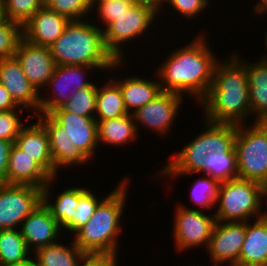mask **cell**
<instances>
[{
  "label": "cell",
  "mask_w": 267,
  "mask_h": 266,
  "mask_svg": "<svg viewBox=\"0 0 267 266\" xmlns=\"http://www.w3.org/2000/svg\"><path fill=\"white\" fill-rule=\"evenodd\" d=\"M207 41L205 34H199L159 65L155 77L159 78L162 91L193 96L198 103L206 96L219 60Z\"/></svg>",
  "instance_id": "obj_1"
},
{
  "label": "cell",
  "mask_w": 267,
  "mask_h": 266,
  "mask_svg": "<svg viewBox=\"0 0 267 266\" xmlns=\"http://www.w3.org/2000/svg\"><path fill=\"white\" fill-rule=\"evenodd\" d=\"M36 117L48 134L56 179L61 167L83 166L92 160L99 146L95 117H83L62 107L31 118Z\"/></svg>",
  "instance_id": "obj_2"
},
{
  "label": "cell",
  "mask_w": 267,
  "mask_h": 266,
  "mask_svg": "<svg viewBox=\"0 0 267 266\" xmlns=\"http://www.w3.org/2000/svg\"><path fill=\"white\" fill-rule=\"evenodd\" d=\"M227 58L218 60L208 93L198 104L209 122L247 124L251 111L246 65L236 50Z\"/></svg>",
  "instance_id": "obj_3"
},
{
  "label": "cell",
  "mask_w": 267,
  "mask_h": 266,
  "mask_svg": "<svg viewBox=\"0 0 267 266\" xmlns=\"http://www.w3.org/2000/svg\"><path fill=\"white\" fill-rule=\"evenodd\" d=\"M49 47L56 65L94 66L105 73L114 70L116 74L125 62L116 61L107 51L103 30L98 24L88 22V19L70 21L61 36Z\"/></svg>",
  "instance_id": "obj_4"
},
{
  "label": "cell",
  "mask_w": 267,
  "mask_h": 266,
  "mask_svg": "<svg viewBox=\"0 0 267 266\" xmlns=\"http://www.w3.org/2000/svg\"><path fill=\"white\" fill-rule=\"evenodd\" d=\"M129 183L128 177L119 182V185L111 193L106 194L107 196L98 204L88 222L74 233L72 240L79 249L85 253L117 256V241L123 232L120 220L127 203Z\"/></svg>",
  "instance_id": "obj_5"
},
{
  "label": "cell",
  "mask_w": 267,
  "mask_h": 266,
  "mask_svg": "<svg viewBox=\"0 0 267 266\" xmlns=\"http://www.w3.org/2000/svg\"><path fill=\"white\" fill-rule=\"evenodd\" d=\"M160 13L148 0H137L126 12H123L104 30V44L116 61H125L123 49L145 32H149ZM127 42V44H125ZM125 44V45H124ZM124 45V46H123ZM124 48H122V47Z\"/></svg>",
  "instance_id": "obj_6"
},
{
  "label": "cell",
  "mask_w": 267,
  "mask_h": 266,
  "mask_svg": "<svg viewBox=\"0 0 267 266\" xmlns=\"http://www.w3.org/2000/svg\"><path fill=\"white\" fill-rule=\"evenodd\" d=\"M249 125H237L234 148L238 178L262 183L267 177V122Z\"/></svg>",
  "instance_id": "obj_7"
},
{
  "label": "cell",
  "mask_w": 267,
  "mask_h": 266,
  "mask_svg": "<svg viewBox=\"0 0 267 266\" xmlns=\"http://www.w3.org/2000/svg\"><path fill=\"white\" fill-rule=\"evenodd\" d=\"M261 189V183L241 178L220 183L215 203L216 221L247 222L256 218Z\"/></svg>",
  "instance_id": "obj_8"
},
{
  "label": "cell",
  "mask_w": 267,
  "mask_h": 266,
  "mask_svg": "<svg viewBox=\"0 0 267 266\" xmlns=\"http://www.w3.org/2000/svg\"><path fill=\"white\" fill-rule=\"evenodd\" d=\"M173 239L179 252H186L202 245L205 249L214 228L215 214L207 215L196 208H188L180 202L174 214Z\"/></svg>",
  "instance_id": "obj_9"
},
{
  "label": "cell",
  "mask_w": 267,
  "mask_h": 266,
  "mask_svg": "<svg viewBox=\"0 0 267 266\" xmlns=\"http://www.w3.org/2000/svg\"><path fill=\"white\" fill-rule=\"evenodd\" d=\"M95 69L97 70L96 67L87 65H56L52 77L46 84V87L49 86L46 89L52 88V96L47 95V98H44V95L40 94L39 114H49L54 109L62 107L70 100L72 94L81 88L91 86L94 80L89 82L86 77L89 76V71L92 74Z\"/></svg>",
  "instance_id": "obj_10"
},
{
  "label": "cell",
  "mask_w": 267,
  "mask_h": 266,
  "mask_svg": "<svg viewBox=\"0 0 267 266\" xmlns=\"http://www.w3.org/2000/svg\"><path fill=\"white\" fill-rule=\"evenodd\" d=\"M42 203V188L0 184V230L18 229L23 220Z\"/></svg>",
  "instance_id": "obj_11"
},
{
  "label": "cell",
  "mask_w": 267,
  "mask_h": 266,
  "mask_svg": "<svg viewBox=\"0 0 267 266\" xmlns=\"http://www.w3.org/2000/svg\"><path fill=\"white\" fill-rule=\"evenodd\" d=\"M183 98L177 93L161 91L152 101L132 113L137 132L141 124L156 132V135H167L175 118H178Z\"/></svg>",
  "instance_id": "obj_12"
},
{
  "label": "cell",
  "mask_w": 267,
  "mask_h": 266,
  "mask_svg": "<svg viewBox=\"0 0 267 266\" xmlns=\"http://www.w3.org/2000/svg\"><path fill=\"white\" fill-rule=\"evenodd\" d=\"M245 234L246 222L216 221L206 248L212 266H238Z\"/></svg>",
  "instance_id": "obj_13"
},
{
  "label": "cell",
  "mask_w": 267,
  "mask_h": 266,
  "mask_svg": "<svg viewBox=\"0 0 267 266\" xmlns=\"http://www.w3.org/2000/svg\"><path fill=\"white\" fill-rule=\"evenodd\" d=\"M0 83L19 107L34 112L28 113L25 120L29 121V117L39 114L40 93L28 81L15 56L0 59Z\"/></svg>",
  "instance_id": "obj_14"
},
{
  "label": "cell",
  "mask_w": 267,
  "mask_h": 266,
  "mask_svg": "<svg viewBox=\"0 0 267 266\" xmlns=\"http://www.w3.org/2000/svg\"><path fill=\"white\" fill-rule=\"evenodd\" d=\"M206 130L200 132L191 142L184 145L180 152L173 154L172 158L163 165L157 175L162 179L166 177H176L196 174H205V160H207L208 146H207V125L206 120H202Z\"/></svg>",
  "instance_id": "obj_15"
},
{
  "label": "cell",
  "mask_w": 267,
  "mask_h": 266,
  "mask_svg": "<svg viewBox=\"0 0 267 266\" xmlns=\"http://www.w3.org/2000/svg\"><path fill=\"white\" fill-rule=\"evenodd\" d=\"M28 81L40 93L49 82L56 67L50 47L36 45L22 38L14 54Z\"/></svg>",
  "instance_id": "obj_16"
},
{
  "label": "cell",
  "mask_w": 267,
  "mask_h": 266,
  "mask_svg": "<svg viewBox=\"0 0 267 266\" xmlns=\"http://www.w3.org/2000/svg\"><path fill=\"white\" fill-rule=\"evenodd\" d=\"M19 229L32 253L62 238L61 227L43 203L23 220Z\"/></svg>",
  "instance_id": "obj_17"
},
{
  "label": "cell",
  "mask_w": 267,
  "mask_h": 266,
  "mask_svg": "<svg viewBox=\"0 0 267 266\" xmlns=\"http://www.w3.org/2000/svg\"><path fill=\"white\" fill-rule=\"evenodd\" d=\"M13 144L31 157L50 177H55L48 134L38 120L31 125L25 124Z\"/></svg>",
  "instance_id": "obj_18"
},
{
  "label": "cell",
  "mask_w": 267,
  "mask_h": 266,
  "mask_svg": "<svg viewBox=\"0 0 267 266\" xmlns=\"http://www.w3.org/2000/svg\"><path fill=\"white\" fill-rule=\"evenodd\" d=\"M69 22L67 17L44 5L23 25V38L30 43L49 47L61 36Z\"/></svg>",
  "instance_id": "obj_19"
},
{
  "label": "cell",
  "mask_w": 267,
  "mask_h": 266,
  "mask_svg": "<svg viewBox=\"0 0 267 266\" xmlns=\"http://www.w3.org/2000/svg\"><path fill=\"white\" fill-rule=\"evenodd\" d=\"M51 177L31 157L14 144L9 152L7 184L31 185L44 188Z\"/></svg>",
  "instance_id": "obj_20"
},
{
  "label": "cell",
  "mask_w": 267,
  "mask_h": 266,
  "mask_svg": "<svg viewBox=\"0 0 267 266\" xmlns=\"http://www.w3.org/2000/svg\"><path fill=\"white\" fill-rule=\"evenodd\" d=\"M246 65L251 116L254 122H267V60L262 56L256 62L242 61Z\"/></svg>",
  "instance_id": "obj_21"
},
{
  "label": "cell",
  "mask_w": 267,
  "mask_h": 266,
  "mask_svg": "<svg viewBox=\"0 0 267 266\" xmlns=\"http://www.w3.org/2000/svg\"><path fill=\"white\" fill-rule=\"evenodd\" d=\"M112 79L120 86L125 108L130 114L152 101L162 91L159 78L153 81L132 75L121 80L115 79V76Z\"/></svg>",
  "instance_id": "obj_22"
},
{
  "label": "cell",
  "mask_w": 267,
  "mask_h": 266,
  "mask_svg": "<svg viewBox=\"0 0 267 266\" xmlns=\"http://www.w3.org/2000/svg\"><path fill=\"white\" fill-rule=\"evenodd\" d=\"M246 222V234L240 250L238 266H267V224Z\"/></svg>",
  "instance_id": "obj_23"
},
{
  "label": "cell",
  "mask_w": 267,
  "mask_h": 266,
  "mask_svg": "<svg viewBox=\"0 0 267 266\" xmlns=\"http://www.w3.org/2000/svg\"><path fill=\"white\" fill-rule=\"evenodd\" d=\"M98 143L110 144L116 147L136 142L138 132L132 114H126L114 119L96 120Z\"/></svg>",
  "instance_id": "obj_24"
},
{
  "label": "cell",
  "mask_w": 267,
  "mask_h": 266,
  "mask_svg": "<svg viewBox=\"0 0 267 266\" xmlns=\"http://www.w3.org/2000/svg\"><path fill=\"white\" fill-rule=\"evenodd\" d=\"M56 177H51L45 187L42 189V203L50 211L53 218L58 222L62 228L76 213L78 205V186L66 188L64 191L58 193V196L52 200L51 191L53 181Z\"/></svg>",
  "instance_id": "obj_25"
},
{
  "label": "cell",
  "mask_w": 267,
  "mask_h": 266,
  "mask_svg": "<svg viewBox=\"0 0 267 266\" xmlns=\"http://www.w3.org/2000/svg\"><path fill=\"white\" fill-rule=\"evenodd\" d=\"M103 83L97 86L95 120L114 119L129 114L120 86L110 77Z\"/></svg>",
  "instance_id": "obj_26"
},
{
  "label": "cell",
  "mask_w": 267,
  "mask_h": 266,
  "mask_svg": "<svg viewBox=\"0 0 267 266\" xmlns=\"http://www.w3.org/2000/svg\"><path fill=\"white\" fill-rule=\"evenodd\" d=\"M71 245V246H70ZM52 243L39 248L32 256L36 266H78L81 258L86 254L73 241L71 244Z\"/></svg>",
  "instance_id": "obj_27"
},
{
  "label": "cell",
  "mask_w": 267,
  "mask_h": 266,
  "mask_svg": "<svg viewBox=\"0 0 267 266\" xmlns=\"http://www.w3.org/2000/svg\"><path fill=\"white\" fill-rule=\"evenodd\" d=\"M31 254L19 228L0 230V266L24 264Z\"/></svg>",
  "instance_id": "obj_28"
},
{
  "label": "cell",
  "mask_w": 267,
  "mask_h": 266,
  "mask_svg": "<svg viewBox=\"0 0 267 266\" xmlns=\"http://www.w3.org/2000/svg\"><path fill=\"white\" fill-rule=\"evenodd\" d=\"M205 174L218 180L220 183L238 178L235 148L229 153L212 152L207 155Z\"/></svg>",
  "instance_id": "obj_29"
},
{
  "label": "cell",
  "mask_w": 267,
  "mask_h": 266,
  "mask_svg": "<svg viewBox=\"0 0 267 266\" xmlns=\"http://www.w3.org/2000/svg\"><path fill=\"white\" fill-rule=\"evenodd\" d=\"M95 192L91 188H84L80 185L78 187V205L76 207V213L72 215V218L61 228L62 231L66 229L68 233L74 234L79 228L84 226L88 220L92 217L98 204L104 199L95 196ZM64 228V229H63Z\"/></svg>",
  "instance_id": "obj_30"
},
{
  "label": "cell",
  "mask_w": 267,
  "mask_h": 266,
  "mask_svg": "<svg viewBox=\"0 0 267 266\" xmlns=\"http://www.w3.org/2000/svg\"><path fill=\"white\" fill-rule=\"evenodd\" d=\"M208 155L212 152L229 153L235 144L237 125L213 123L206 120Z\"/></svg>",
  "instance_id": "obj_31"
},
{
  "label": "cell",
  "mask_w": 267,
  "mask_h": 266,
  "mask_svg": "<svg viewBox=\"0 0 267 266\" xmlns=\"http://www.w3.org/2000/svg\"><path fill=\"white\" fill-rule=\"evenodd\" d=\"M43 6L44 0H1V15L23 26Z\"/></svg>",
  "instance_id": "obj_32"
},
{
  "label": "cell",
  "mask_w": 267,
  "mask_h": 266,
  "mask_svg": "<svg viewBox=\"0 0 267 266\" xmlns=\"http://www.w3.org/2000/svg\"><path fill=\"white\" fill-rule=\"evenodd\" d=\"M194 184V185H193ZM220 182L213 179L210 176H205L203 178H198L190 190L191 201L198 205L197 210L208 209L211 211L215 207L216 199L218 196Z\"/></svg>",
  "instance_id": "obj_33"
},
{
  "label": "cell",
  "mask_w": 267,
  "mask_h": 266,
  "mask_svg": "<svg viewBox=\"0 0 267 266\" xmlns=\"http://www.w3.org/2000/svg\"><path fill=\"white\" fill-rule=\"evenodd\" d=\"M97 83L79 89L69 101L64 103L63 109L83 117H94L96 110Z\"/></svg>",
  "instance_id": "obj_34"
},
{
  "label": "cell",
  "mask_w": 267,
  "mask_h": 266,
  "mask_svg": "<svg viewBox=\"0 0 267 266\" xmlns=\"http://www.w3.org/2000/svg\"><path fill=\"white\" fill-rule=\"evenodd\" d=\"M44 5L70 21L88 19V14L92 15L93 10L91 0H44Z\"/></svg>",
  "instance_id": "obj_35"
},
{
  "label": "cell",
  "mask_w": 267,
  "mask_h": 266,
  "mask_svg": "<svg viewBox=\"0 0 267 266\" xmlns=\"http://www.w3.org/2000/svg\"><path fill=\"white\" fill-rule=\"evenodd\" d=\"M23 38V26L4 17L0 18V59L14 56Z\"/></svg>",
  "instance_id": "obj_36"
},
{
  "label": "cell",
  "mask_w": 267,
  "mask_h": 266,
  "mask_svg": "<svg viewBox=\"0 0 267 266\" xmlns=\"http://www.w3.org/2000/svg\"><path fill=\"white\" fill-rule=\"evenodd\" d=\"M137 0H111V1H102L100 3H91L92 11L95 13L98 22L103 26L99 25L98 27L104 30L111 22L115 21L118 16L123 12H126ZM95 9V10H94Z\"/></svg>",
  "instance_id": "obj_37"
},
{
  "label": "cell",
  "mask_w": 267,
  "mask_h": 266,
  "mask_svg": "<svg viewBox=\"0 0 267 266\" xmlns=\"http://www.w3.org/2000/svg\"><path fill=\"white\" fill-rule=\"evenodd\" d=\"M25 111V108L0 111V139H4L14 143L16 137L19 135L21 128L30 122L22 121L20 117Z\"/></svg>",
  "instance_id": "obj_38"
},
{
  "label": "cell",
  "mask_w": 267,
  "mask_h": 266,
  "mask_svg": "<svg viewBox=\"0 0 267 266\" xmlns=\"http://www.w3.org/2000/svg\"><path fill=\"white\" fill-rule=\"evenodd\" d=\"M210 4V0H171L168 6L180 14L181 18L196 20L195 18L200 16L201 12L204 13Z\"/></svg>",
  "instance_id": "obj_39"
},
{
  "label": "cell",
  "mask_w": 267,
  "mask_h": 266,
  "mask_svg": "<svg viewBox=\"0 0 267 266\" xmlns=\"http://www.w3.org/2000/svg\"><path fill=\"white\" fill-rule=\"evenodd\" d=\"M118 256L111 254L86 253L78 263V266H118Z\"/></svg>",
  "instance_id": "obj_40"
},
{
  "label": "cell",
  "mask_w": 267,
  "mask_h": 266,
  "mask_svg": "<svg viewBox=\"0 0 267 266\" xmlns=\"http://www.w3.org/2000/svg\"><path fill=\"white\" fill-rule=\"evenodd\" d=\"M12 145V142L0 139V184L6 183L9 152Z\"/></svg>",
  "instance_id": "obj_41"
},
{
  "label": "cell",
  "mask_w": 267,
  "mask_h": 266,
  "mask_svg": "<svg viewBox=\"0 0 267 266\" xmlns=\"http://www.w3.org/2000/svg\"><path fill=\"white\" fill-rule=\"evenodd\" d=\"M20 107L11 98L10 93L0 83V111L19 109Z\"/></svg>",
  "instance_id": "obj_42"
},
{
  "label": "cell",
  "mask_w": 267,
  "mask_h": 266,
  "mask_svg": "<svg viewBox=\"0 0 267 266\" xmlns=\"http://www.w3.org/2000/svg\"><path fill=\"white\" fill-rule=\"evenodd\" d=\"M266 201H267V188L262 187L261 192L259 194V210L256 216L257 217L256 220L267 224V210L262 208L263 205L266 203Z\"/></svg>",
  "instance_id": "obj_43"
},
{
  "label": "cell",
  "mask_w": 267,
  "mask_h": 266,
  "mask_svg": "<svg viewBox=\"0 0 267 266\" xmlns=\"http://www.w3.org/2000/svg\"><path fill=\"white\" fill-rule=\"evenodd\" d=\"M253 13L258 15H264L267 14V0H259L253 8Z\"/></svg>",
  "instance_id": "obj_44"
},
{
  "label": "cell",
  "mask_w": 267,
  "mask_h": 266,
  "mask_svg": "<svg viewBox=\"0 0 267 266\" xmlns=\"http://www.w3.org/2000/svg\"><path fill=\"white\" fill-rule=\"evenodd\" d=\"M150 3H151V5L160 13V10L161 9H163L164 10V8H162V7H164V6H167L170 2H171V0H148ZM167 4V5H166Z\"/></svg>",
  "instance_id": "obj_45"
},
{
  "label": "cell",
  "mask_w": 267,
  "mask_h": 266,
  "mask_svg": "<svg viewBox=\"0 0 267 266\" xmlns=\"http://www.w3.org/2000/svg\"><path fill=\"white\" fill-rule=\"evenodd\" d=\"M7 266H36L35 263L33 262V259L20 265H7Z\"/></svg>",
  "instance_id": "obj_46"
},
{
  "label": "cell",
  "mask_w": 267,
  "mask_h": 266,
  "mask_svg": "<svg viewBox=\"0 0 267 266\" xmlns=\"http://www.w3.org/2000/svg\"><path fill=\"white\" fill-rule=\"evenodd\" d=\"M267 31V30H266ZM264 45H265V48H266V50H267V32H266V35H265V39H264ZM266 60H267V54H265L264 56H263Z\"/></svg>",
  "instance_id": "obj_47"
},
{
  "label": "cell",
  "mask_w": 267,
  "mask_h": 266,
  "mask_svg": "<svg viewBox=\"0 0 267 266\" xmlns=\"http://www.w3.org/2000/svg\"><path fill=\"white\" fill-rule=\"evenodd\" d=\"M262 187L267 188V177L266 179L261 183Z\"/></svg>",
  "instance_id": "obj_48"
},
{
  "label": "cell",
  "mask_w": 267,
  "mask_h": 266,
  "mask_svg": "<svg viewBox=\"0 0 267 266\" xmlns=\"http://www.w3.org/2000/svg\"><path fill=\"white\" fill-rule=\"evenodd\" d=\"M102 1H111V0H91V3H100Z\"/></svg>",
  "instance_id": "obj_49"
},
{
  "label": "cell",
  "mask_w": 267,
  "mask_h": 266,
  "mask_svg": "<svg viewBox=\"0 0 267 266\" xmlns=\"http://www.w3.org/2000/svg\"><path fill=\"white\" fill-rule=\"evenodd\" d=\"M2 17L1 15V0H0V18Z\"/></svg>",
  "instance_id": "obj_50"
}]
</instances>
